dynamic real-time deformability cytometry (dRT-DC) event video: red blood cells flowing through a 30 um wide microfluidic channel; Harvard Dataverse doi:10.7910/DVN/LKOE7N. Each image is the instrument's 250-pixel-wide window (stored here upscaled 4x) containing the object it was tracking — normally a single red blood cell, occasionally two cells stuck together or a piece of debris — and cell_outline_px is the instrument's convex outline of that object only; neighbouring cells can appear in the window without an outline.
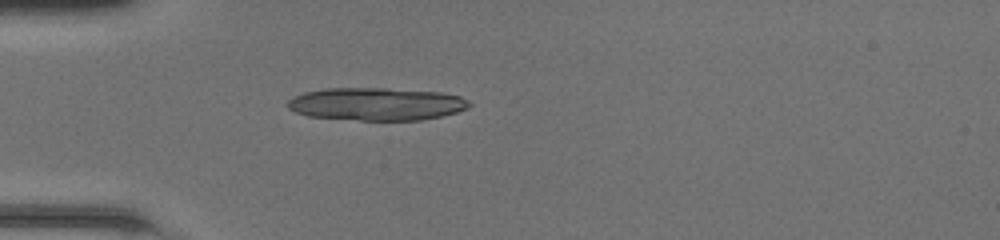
{"species": "common noctule bat (a hibernating species)", "species_latin": "Nyctalus noctula", "temperature_condition": "room temperature", "stored_images_in_passage": 34, "camera_frame_rate_fps": 3000, "um_per_image_px": 0.085, "animal": {"sex": "female", "body_mass_g": 20.0, "forearm_length_mm": 54.0}, "frame": {"image": 1, "passage_image": 1, "time_ms": 0.0, "image_size_px": [1000, 240], "cell_outline_px": [[472, 104], [468, 108], [456, 112], [424, 120], [360, 120], [308, 116], [296, 112], [288, 108], [288, 100], [304, 92], [324, 88], [384, 88], [440, 92], [460, 96], [468, 100]], "centroid_in_image_um": [32.01, 8.84], "position_along_channel_um": 53.0, "area_um2": 34.62}}